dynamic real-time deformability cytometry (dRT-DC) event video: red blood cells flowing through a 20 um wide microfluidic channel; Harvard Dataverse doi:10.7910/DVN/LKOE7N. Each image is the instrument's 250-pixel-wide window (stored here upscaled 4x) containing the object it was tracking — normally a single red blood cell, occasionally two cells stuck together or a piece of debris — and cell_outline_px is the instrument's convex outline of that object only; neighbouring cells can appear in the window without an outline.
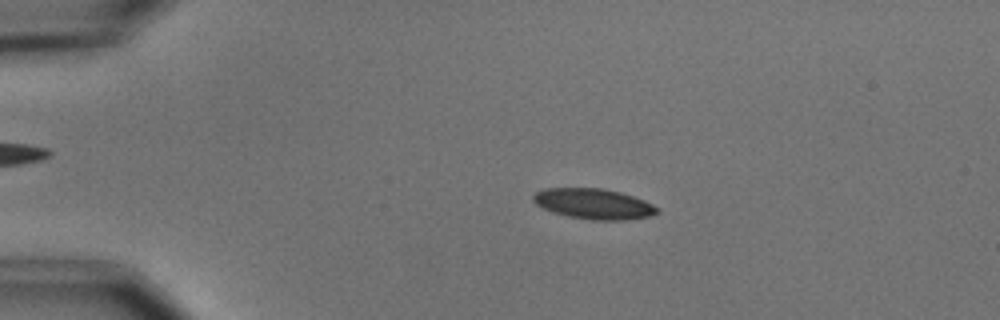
{"species": "common noctule bat (a hibernating species)", "species_latin": "Nyctalus noctula", "temperature_condition": "cold", "stored_images_in_passage": 7, "camera_frame_rate_fps": 3000, "um_per_image_px": 0.085, "animal": {"sex": "male", "body_mass_g": 15.6}, "frame": {"image": 1, "passage_image": 2, "time_ms": 2.0, "image_size_px": [1000, 320], "cell_outline_px": [[660, 212], [648, 216], [624, 220], [592, 220], [568, 216], [552, 212], [536, 204], [532, 200], [532, 196], [536, 192], [544, 188], [604, 188], [620, 192], [644, 200], [660, 208]], "centroid_in_image_um": [50.46, 17.32], "position_along_channel_um": 34.5, "area_um2": 22.02}}
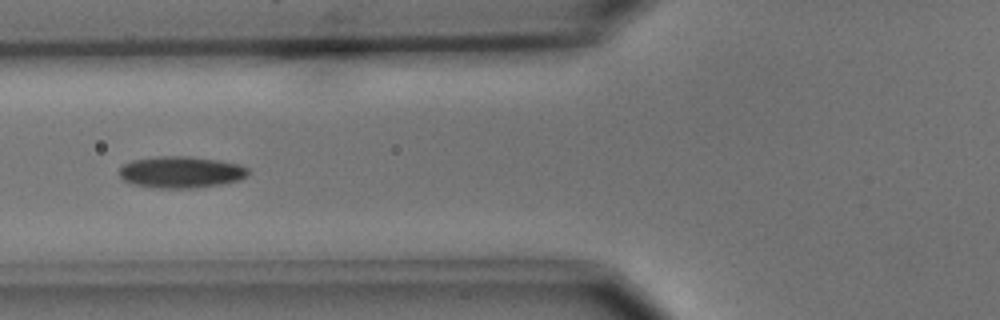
{"frame": {"image": 2, "passage_image": 5, "time_ms": 5.333, "image_size_px": [1000, 320], "cell_outline_px": [[248, 176], [240, 180], [220, 184], [192, 188], [156, 188], [132, 184], [124, 180], [120, 176], [120, 168], [124, 164], [132, 160], [156, 156], [188, 156], [216, 160], [240, 164], [248, 168]], "centroid_in_image_um": [15.38, 14.63], "position_along_channel_um": 110.4, "area_um2": 23.76}}
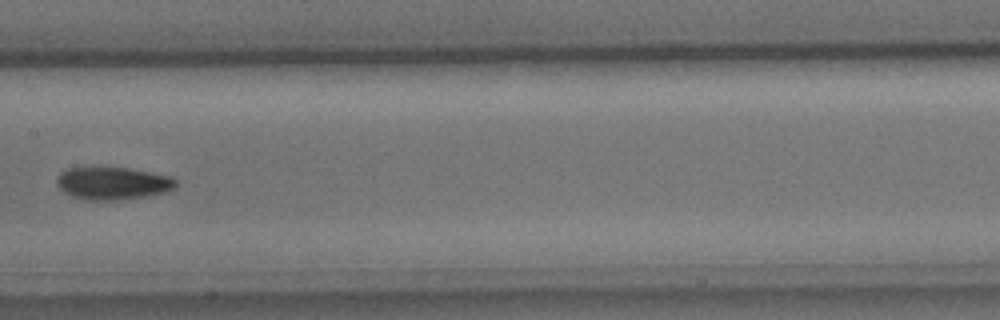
{"frame": {"image": 3, "passage_image": 7, "time_ms": 7.667, "image_size_px": [1000, 320], "cell_outline_px": [[176, 184], [172, 188], [164, 192], [148, 196], [116, 200], [88, 200], [72, 196], [64, 192], [56, 184], [56, 180], [60, 172], [68, 168], [128, 168], [152, 172], [172, 176], [176, 180]], "centroid_in_image_um": [9.58, 15.58], "position_along_channel_um": 197.8, "area_um2": 22.48}}